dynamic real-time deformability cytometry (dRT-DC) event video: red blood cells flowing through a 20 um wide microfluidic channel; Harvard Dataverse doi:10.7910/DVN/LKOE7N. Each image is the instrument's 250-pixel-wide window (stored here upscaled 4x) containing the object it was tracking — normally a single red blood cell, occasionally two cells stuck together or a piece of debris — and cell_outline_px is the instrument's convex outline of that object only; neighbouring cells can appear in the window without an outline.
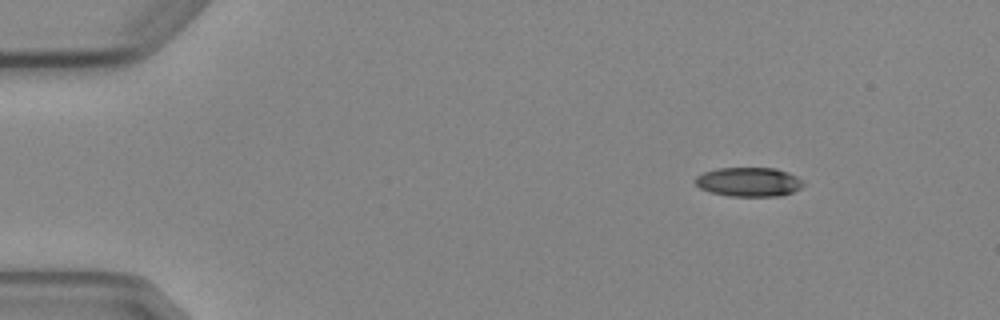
{"species": "Egyptian fruit bat (a non-hibernating species)", "species_latin": "Rousettus aegyptiacus", "temperature_condition": "cold", "stored_images_in_passage": 5, "camera_frame_rate_fps": 3000, "um_per_image_px": 0.085, "animal": {"sex": "female"}, "frame": {"image": 1, "passage_image": 2, "time_ms": 1.0, "image_size_px": [1000, 320], "cell_outline_px": [[804, 184], [800, 188], [792, 192], [780, 196], [728, 196], [708, 192], [700, 188], [692, 180], [696, 176], [704, 172], [716, 168], [776, 168], [788, 172], [796, 176]], "centroid_in_image_um": [63.6, 15.46], "position_along_channel_um": 21.4, "area_um2": 18.5}}
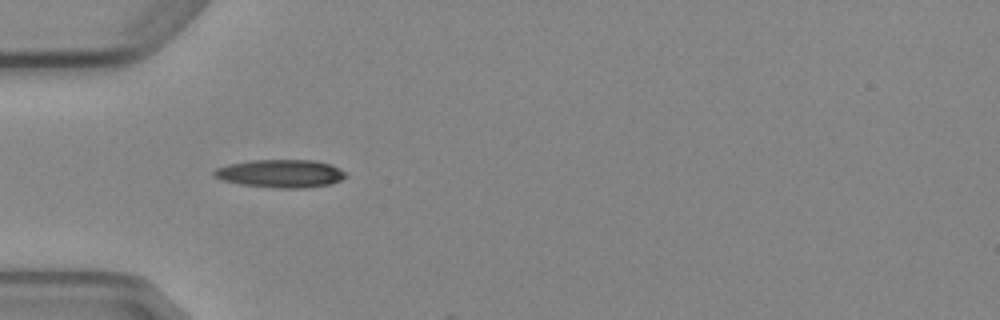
{"frame": {"image": 2, "passage_image": 4, "time_ms": 4.333, "image_size_px": [1000, 320], "cell_outline_px": [[348, 176], [332, 184], [304, 188], [272, 188], [240, 184], [224, 180], [212, 176], [212, 172], [216, 168], [228, 164], [252, 160], [316, 160], [332, 164], [340, 168]], "centroid_in_image_um": [23.87, 14.75], "position_along_channel_um": 61.1, "area_um2": 21.73}}
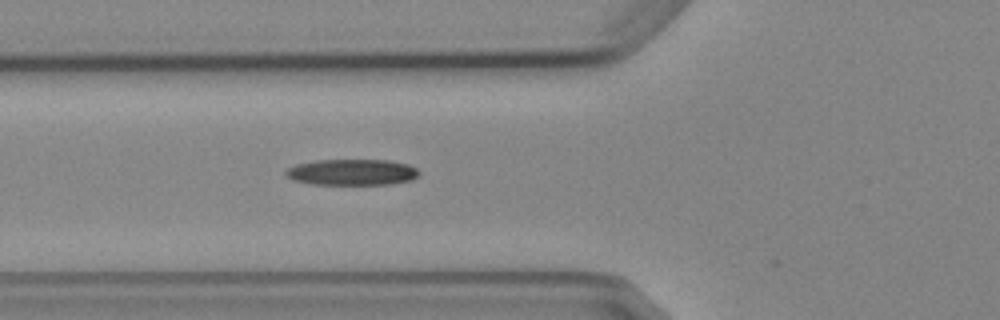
{"frame": {"image": 3, "passage_image": 5, "time_ms": 5.333, "image_size_px": [1000, 320], "cell_outline_px": [[420, 176], [412, 180], [392, 184], [308, 184], [292, 180], [284, 176], [284, 172], [288, 168], [296, 164], [316, 160], [388, 160], [408, 164], [416, 168], [420, 172]], "centroid_in_image_um": [29.91, 14.64], "position_along_channel_um": 95.9, "area_um2": 20.52}}